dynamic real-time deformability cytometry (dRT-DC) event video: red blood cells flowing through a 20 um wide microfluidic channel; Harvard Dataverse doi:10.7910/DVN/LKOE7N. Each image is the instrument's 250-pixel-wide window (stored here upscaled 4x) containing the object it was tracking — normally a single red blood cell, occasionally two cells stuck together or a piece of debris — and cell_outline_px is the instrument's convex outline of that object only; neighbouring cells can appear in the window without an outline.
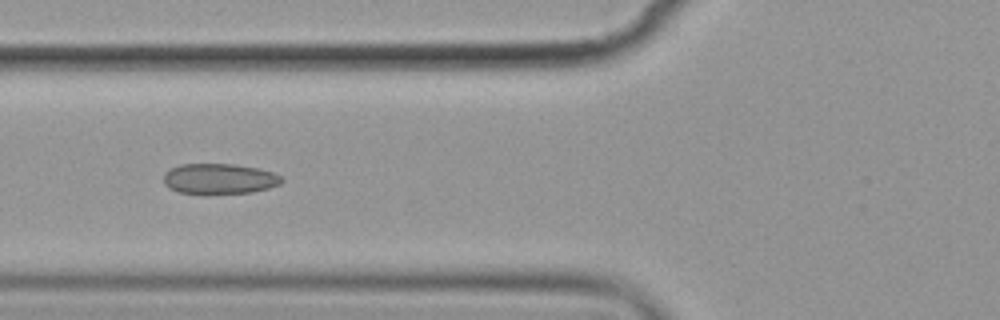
{"species": "common noctule bat (a hibernating species)", "species_latin": "Nyctalus noctula", "temperature_condition": "cold", "stored_images_in_passage": 14, "camera_frame_rate_fps": 3000, "um_per_image_px": 0.085, "animal": {"sex": "female", "body_mass_g": 19.9}, "frame": {"image": 1, "passage_image": 5, "time_ms": 5.667, "image_size_px": [1000, 320], "cell_outline_px": [[284, 180], [280, 184], [268, 188], [252, 192], [208, 196], [204, 196], [180, 192], [168, 188], [164, 184], [164, 172], [180, 164], [236, 164], [256, 168], [272, 172], [280, 176]], "centroid_in_image_um": [18.61, 15.23], "position_along_channel_um": 107.2, "area_um2": 21.56}}
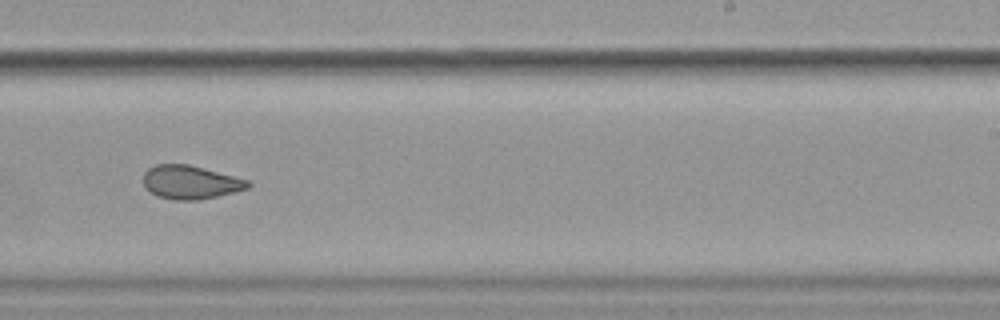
{"frame": {"image": 2, "passage_image": 9, "time_ms": 10.333, "image_size_px": [1000, 320], "cell_outline_px": [[252, 184], [248, 188], [200, 200], [176, 200], [156, 196], [144, 184], [144, 172], [148, 168], [156, 164], [188, 164], [248, 180]], "centroid_in_image_um": [16.17, 15.49], "position_along_channel_um": 272.8, "area_um2": 20.17}}
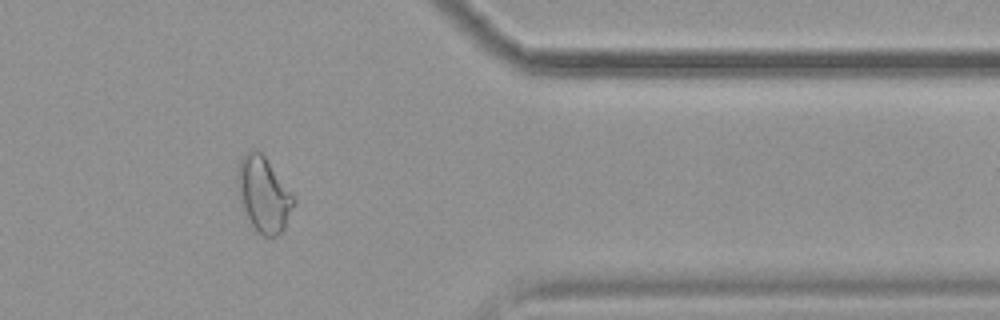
{"frame": {"image": 3, "passage_image": 12, "time_ms": 14.0, "image_size_px": [1000, 320], "cell_outline_px": [[296, 204], [284, 232], [276, 236], [264, 236], [256, 232], [240, 204], [236, 188], [236, 176], [240, 160], [244, 152], [252, 148], [256, 148], [264, 156], [296, 200]], "centroid_in_image_um": [22.39, 16.55], "position_along_channel_um": 389.0, "area_um2": 25.03}, "authors_computed_cell_mechanics": {"area_um2": 22.0796, "velocity_mm_per_s": 3.5589, "shape_relaxation_time_tau1_ms": null, "shape_relaxation_time_tau2_ms": 1.3713, "deformation_change_tau1": null, "deformation_change_tau2": 0.0521}}